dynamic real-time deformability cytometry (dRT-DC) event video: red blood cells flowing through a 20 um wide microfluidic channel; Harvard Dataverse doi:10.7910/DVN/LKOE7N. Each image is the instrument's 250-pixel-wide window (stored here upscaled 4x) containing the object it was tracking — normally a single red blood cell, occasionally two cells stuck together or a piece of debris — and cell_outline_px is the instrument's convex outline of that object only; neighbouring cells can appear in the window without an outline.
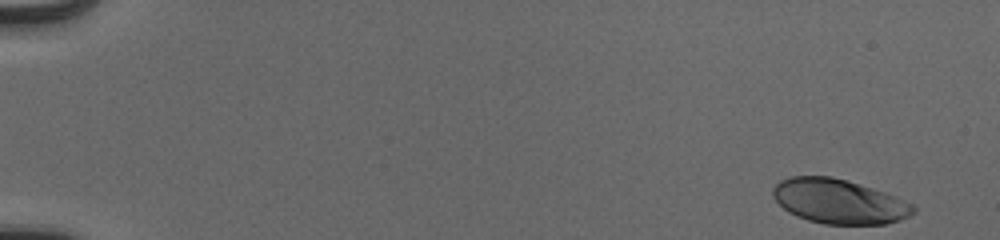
{"species": "human", "species_latin": "Homo sapiens", "temperature_condition": "cold", "stored_images_in_passage": 52, "camera_frame_rate_fps": 3000, "um_per_image_px": 0.085, "donor": {"sex": "male"}, "frame": {"image": 1, "passage_image": 1, "time_ms": 0.0, "image_size_px": [1000, 240], "cell_outline_px": [[916, 212], [900, 220], [884, 224], [824, 224], [808, 220], [796, 216], [788, 212], [772, 196], [772, 188], [780, 180], [792, 176], [832, 176], [848, 180], [896, 196], [912, 204], [916, 208]], "centroid_in_image_um": [71.3, 17.11], "position_along_channel_um": 13.7, "area_um2": 36.47}}
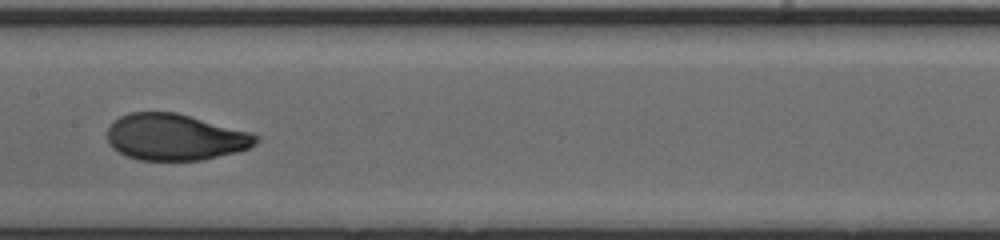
{"frame": {"image": 2, "passage_image": 28, "time_ms": 9.0, "image_size_px": [1000, 240], "cell_outline_px": [[260, 140], [256, 144], [248, 148], [236, 152], [200, 160], [140, 160], [128, 156], [112, 148], [108, 144], [108, 128], [120, 116], [128, 112], [176, 112], [252, 132], [260, 136]], "centroid_in_image_um": [14.91, 11.65], "position_along_channel_um": 192.5, "area_um2": 40.23}}
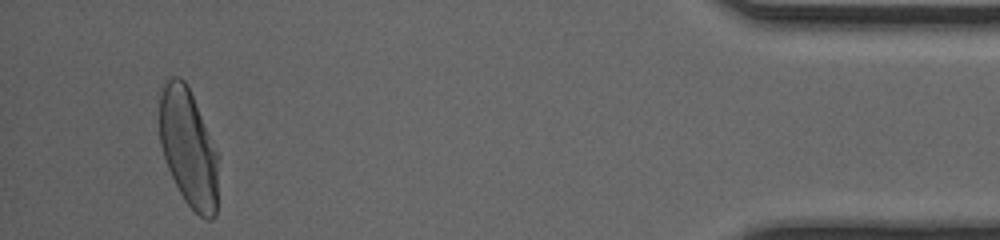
{"frame": {"image": 3, "passage_image": 50, "time_ms": 16.333, "image_size_px": [1000, 240], "cell_outline_px": [[220, 156], [216, 216], [212, 220], [204, 220], [184, 200], [168, 168], [160, 144], [160, 92], [164, 84], [172, 76], [180, 76], [184, 80], [192, 96]], "centroid_in_image_um": [16.06, 12.62], "position_along_channel_um": 419.1, "area_um2": 40.63}, "authors_computed_cell_mechanics": {"area_um2": 40.0843, "velocity_mm_per_s": 3.9199, "shape_relaxation_time_tau1_ms": 3.3408, "shape_relaxation_time_tau2_ms": null, "deformation_change_tau1": 0.1734, "deformation_change_tau2": null}}